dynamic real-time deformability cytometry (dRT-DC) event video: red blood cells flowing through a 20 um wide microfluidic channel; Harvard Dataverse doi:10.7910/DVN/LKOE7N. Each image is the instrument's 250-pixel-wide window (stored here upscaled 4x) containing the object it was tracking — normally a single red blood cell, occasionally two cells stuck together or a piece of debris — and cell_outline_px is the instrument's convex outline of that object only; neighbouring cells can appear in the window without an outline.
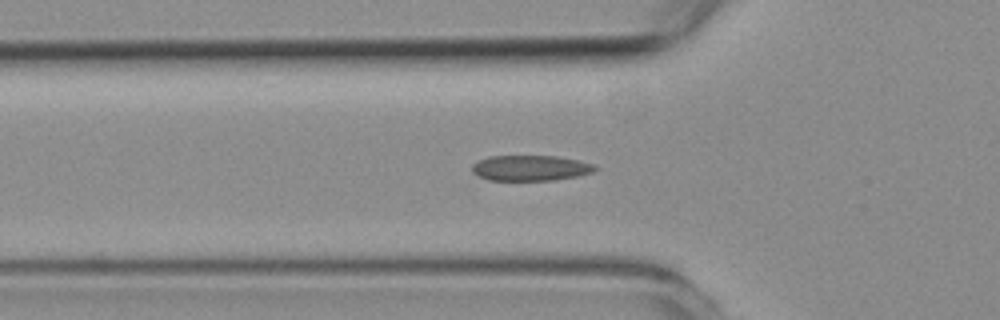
{"species": "common noctule bat (a hibernating species)", "species_latin": "Nyctalus noctula", "temperature_condition": "room temperature", "stored_images_in_passage": 40, "camera_frame_rate_fps": 3000, "um_per_image_px": 0.085, "animal": {"sex": "female", "body_mass_g": 19.3, "forearm_length_mm": 54.1}, "frame": {"image": 1, "passage_image": 6, "time_ms": 1.667, "image_size_px": [1000, 320], "cell_outline_px": [[600, 168], [592, 172], [576, 176], [552, 180], [488, 180], [472, 172], [472, 164], [488, 156], [556, 156], [576, 160], [592, 164]], "centroid_in_image_um": [45.07, 14.28], "position_along_channel_um": 80.7, "area_um2": 18.09}}
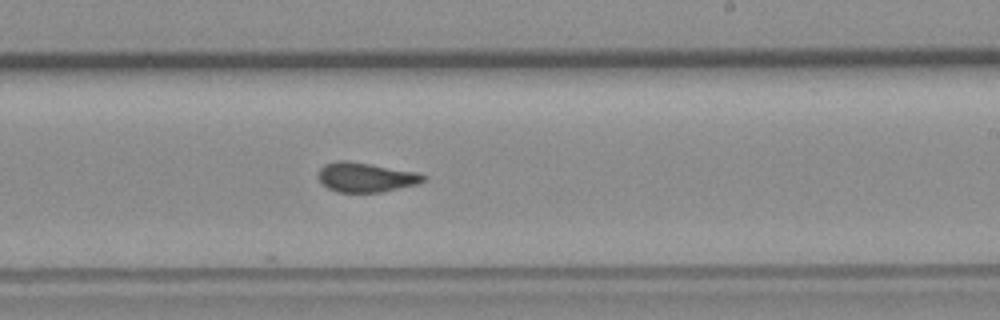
{"frame": {"image": 2, "passage_image": 20, "time_ms": 6.333, "image_size_px": [1000, 320], "cell_outline_px": [[428, 176], [424, 180], [416, 184], [380, 192], [336, 192], [328, 188], [320, 180], [320, 168], [324, 164], [336, 160], [344, 160], [416, 172]], "centroid_in_image_um": [31.08, 15.07], "position_along_channel_um": 257.9, "area_um2": 17.69}}
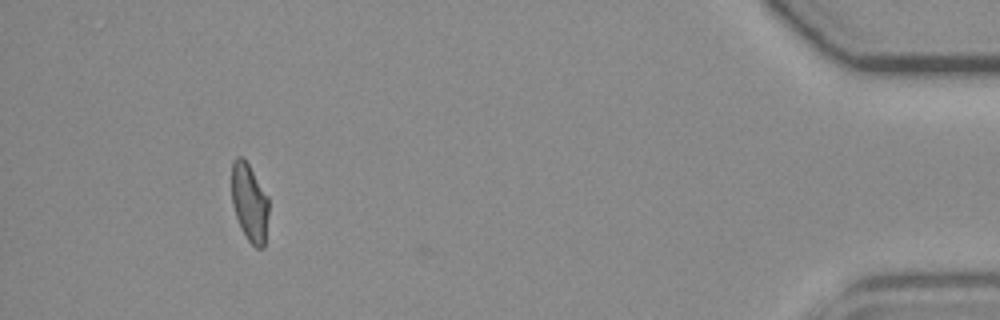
{"frame": {"image": 3, "passage_image": 38, "time_ms": 12.333, "image_size_px": [1000, 320], "cell_outline_px": [[268, 212], [264, 248], [256, 248], [248, 240], [240, 228], [232, 204], [232, 160], [236, 156], [240, 156], [248, 164], [268, 196]], "centroid_in_image_um": [21.2, 17.23], "position_along_channel_um": 414.0, "area_um2": 16.76}, "authors_computed_cell_mechanics": {"area_um2": 17.9469, "velocity_mm_per_s": 3.7875, "shape_relaxation_time_tau1_ms": 9.1212, "shape_relaxation_time_tau2_ms": 1.3841, "deformation_change_tau1": 0.2025, "deformation_change_tau2": 0.0817}}